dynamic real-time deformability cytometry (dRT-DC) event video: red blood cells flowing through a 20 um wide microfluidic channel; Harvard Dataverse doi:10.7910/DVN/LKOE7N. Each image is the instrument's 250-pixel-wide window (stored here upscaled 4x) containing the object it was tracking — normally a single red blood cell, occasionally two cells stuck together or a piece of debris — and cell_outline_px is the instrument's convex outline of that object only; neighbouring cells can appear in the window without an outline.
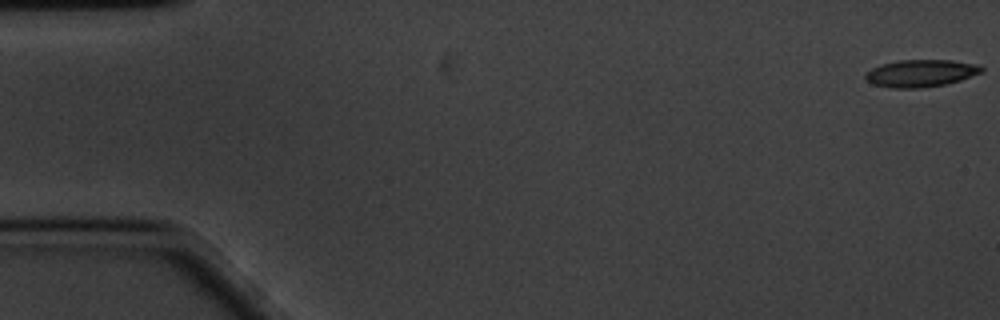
{"species": "common noctule bat (a hibernating species)", "species_latin": "Nyctalus noctula", "temperature_condition": "cold", "stored_images_in_passage": 59, "camera_frame_rate_fps": 3000, "um_per_image_px": 0.085, "animal": {"sex": "male", "body_mass_g": 20.1, "forearm_length_mm": 53.5}, "frame": {"image": 1, "passage_image": 1, "time_ms": 0.0, "image_size_px": [1000, 320], "cell_outline_px": [[984, 72], [960, 80], [944, 84], [920, 88], [892, 88], [872, 84], [864, 76], [872, 68], [880, 64], [900, 60], [948, 60], [972, 64], [984, 68]], "centroid_in_image_um": [78.25, 6.23], "position_along_channel_um": 6.8, "area_um2": 18.21}}
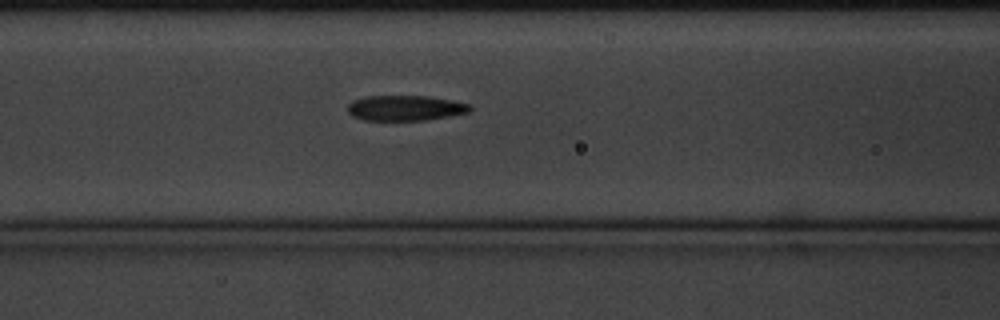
{"frame": {"image": 2, "passage_image": 24, "time_ms": 7.667, "image_size_px": [1000, 320], "cell_outline_px": [[472, 108], [468, 112], [448, 116], [424, 120], [364, 120], [352, 116], [348, 112], [348, 104], [352, 100], [364, 96], [428, 96], [452, 100], [472, 104]], "centroid_in_image_um": [34.43, 9.17], "position_along_channel_um": 132.2, "area_um2": 18.09}}
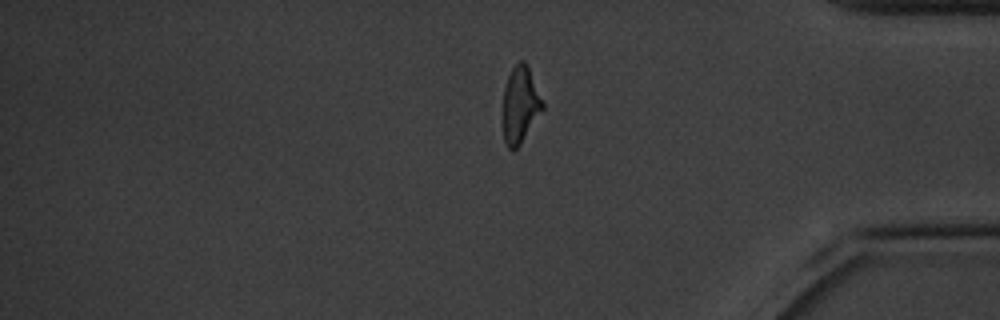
{"frame": {"image": 3, "passage_image": 49, "time_ms": 16.0, "image_size_px": [1000, 320], "cell_outline_px": [[544, 108], [520, 144], [512, 152], [508, 148], [504, 140], [500, 120], [504, 88], [508, 76], [512, 68], [520, 60], [524, 60], [528, 64], [544, 104]], "centroid_in_image_um": [44.17, 8.92], "position_along_channel_um": 391.0, "area_um2": 18.26}, "authors_computed_cell_mechanics": {"area_um2": 18.4382, "velocity_mm_per_s": 3.3957, "shape_relaxation_time_tau1_ms": 4.8699, "shape_relaxation_time_tau2_ms": 2.4666, "deformation_change_tau1": 0.1637, "deformation_change_tau2": 0.0958}}